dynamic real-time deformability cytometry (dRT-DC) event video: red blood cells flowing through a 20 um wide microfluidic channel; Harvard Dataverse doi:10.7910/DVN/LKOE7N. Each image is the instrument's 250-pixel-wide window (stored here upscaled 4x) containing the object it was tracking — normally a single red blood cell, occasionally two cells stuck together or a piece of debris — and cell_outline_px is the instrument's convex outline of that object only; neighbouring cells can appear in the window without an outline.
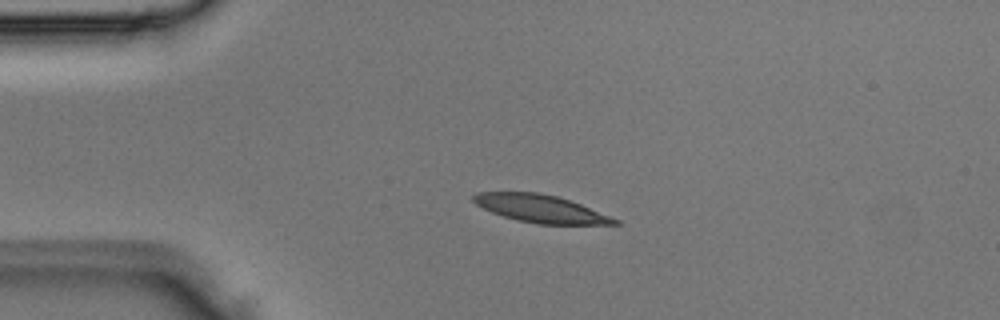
{"species": "Egyptian fruit bat (a non-hibernating species)", "species_latin": "Rousettus aegyptiacus", "temperature_condition": "room temperature", "stored_images_in_passage": 3, "camera_frame_rate_fps": 3000, "um_per_image_px": 0.085, "animal": {"sex": "male"}, "frame": {"image": 1, "passage_image": 2, "time_ms": 0.333, "image_size_px": [1000, 320], "cell_outline_px": [[620, 224], [540, 224], [516, 220], [492, 212], [476, 204], [472, 200], [472, 196], [476, 192], [540, 192], [556, 196], [580, 204], [620, 220]], "centroid_in_image_um": [45.93, 17.73], "position_along_channel_um": 39.1, "area_um2": 22.54}}
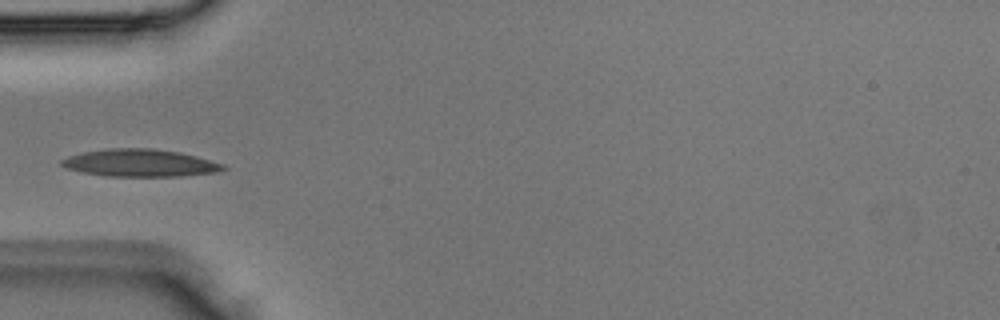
{"frame": {"image": 2, "passage_image": 3, "time_ms": 0.667, "image_size_px": [1000, 320], "cell_outline_px": [[228, 168], [216, 172], [180, 176], [108, 176], [84, 172], [68, 168], [60, 164], [60, 160], [68, 156], [84, 152], [112, 148], [152, 148], [180, 152], [196, 156], [224, 164]], "centroid_in_image_um": [11.93, 13.85], "position_along_channel_um": 73.1, "area_um2": 25.61}}